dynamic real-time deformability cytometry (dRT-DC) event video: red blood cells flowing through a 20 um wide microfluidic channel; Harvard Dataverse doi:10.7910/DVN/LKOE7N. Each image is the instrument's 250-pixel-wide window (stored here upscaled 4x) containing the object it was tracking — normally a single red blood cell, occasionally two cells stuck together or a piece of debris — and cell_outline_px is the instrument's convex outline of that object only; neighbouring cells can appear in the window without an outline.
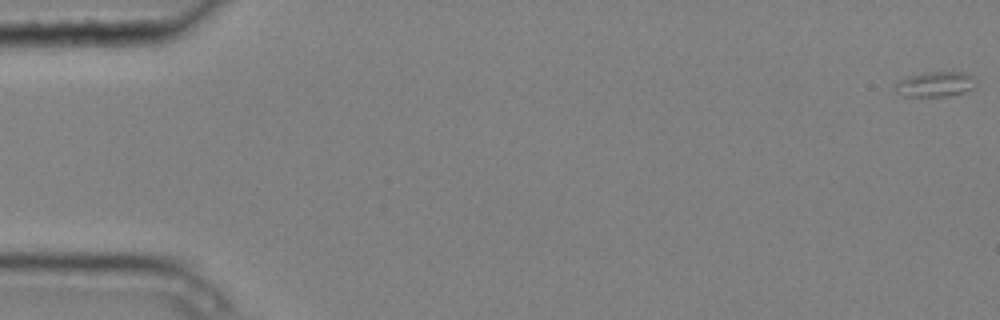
{"species": "common noctule bat (a hibernating species)", "species_latin": "Nyctalus noctula", "temperature_condition": "cold", "stored_images_in_passage": 4, "camera_frame_rate_fps": 3000, "um_per_image_px": 0.085, "animal": {"sex": "male", "body_mass_g": 20.4}, "frame": {"image": 1, "passage_image": 4, "time_ms": 1.0, "image_size_px": [1000, 320], "cell_outline_px": [[976, 80], [972, 88], [964, 92], [948, 96], [900, 96], [896, 92], [896, 84], [900, 80], [908, 76], [928, 72], [968, 72]], "centroid_in_image_um": [79.5, 7.16], "position_along_channel_um": 5.5, "area_um2": 11.73}}